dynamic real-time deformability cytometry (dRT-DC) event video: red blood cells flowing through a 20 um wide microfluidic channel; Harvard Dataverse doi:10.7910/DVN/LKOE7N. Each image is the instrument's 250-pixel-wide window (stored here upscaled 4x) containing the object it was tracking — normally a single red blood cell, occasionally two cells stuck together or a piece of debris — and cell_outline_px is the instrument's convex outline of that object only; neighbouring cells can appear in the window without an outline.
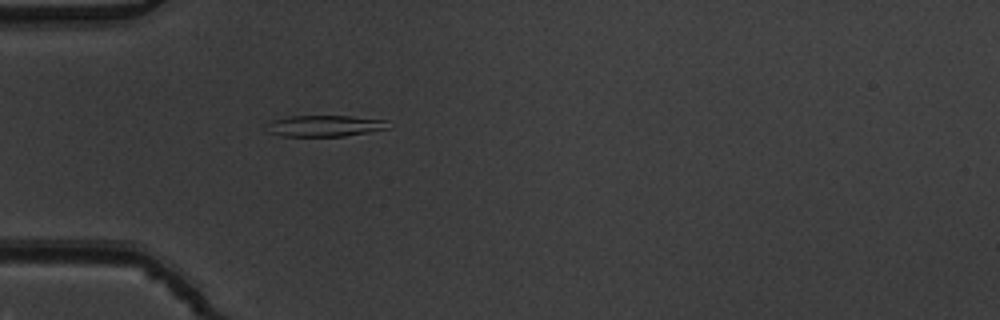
{"species": "common noctule bat (a hibernating species)", "species_latin": "Nyctalus noctula", "temperature_condition": "warm", "stored_images_in_passage": 37, "camera_frame_rate_fps": 3000, "um_per_image_px": 0.085, "animal": {"sex": "male", "body_mass_g": 19.5, "forearm_length_mm": 54.6}, "frame": {"image": 1, "passage_image": 1, "time_ms": 0.0, "image_size_px": [1000, 320], "cell_outline_px": [[392, 128], [344, 136], [284, 136], [268, 132], [264, 128], [272, 120], [288, 116], [352, 116], [388, 120]], "centroid_in_image_um": [27.64, 10.69], "position_along_channel_um": 57.4, "area_um2": 15.26}}
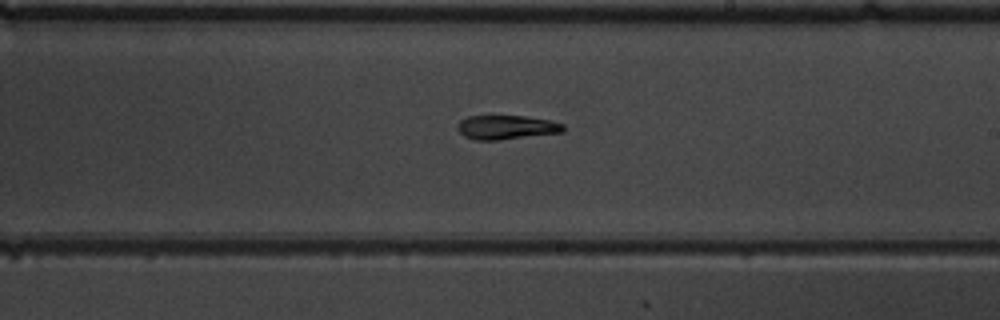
{"frame": {"image": 2, "passage_image": 16, "time_ms": 5.0, "image_size_px": [1000, 320], "cell_outline_px": [[564, 132], [500, 140], [476, 140], [464, 136], [456, 128], [456, 124], [460, 120], [468, 116], [524, 116], [548, 120], [564, 124]], "centroid_in_image_um": [43.02, 10.82], "position_along_channel_um": 246.0, "area_um2": 14.91}}
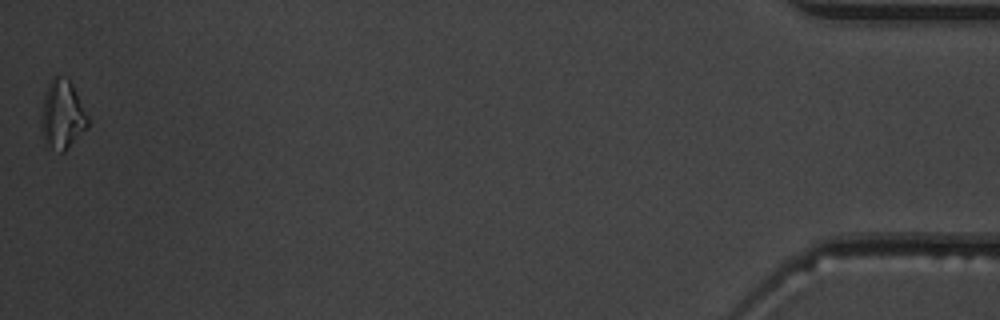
{"frame": {"image": 3, "passage_image": 37, "time_ms": 12.0, "image_size_px": [1000, 320], "cell_outline_px": [[88, 128], [64, 152], [60, 152], [44, 148], [40, 128], [40, 116], [44, 96], [48, 84], [52, 76], [60, 76], [68, 80], [72, 84], [88, 116]], "centroid_in_image_um": [5.25, 9.82], "position_along_channel_um": 430.0, "area_um2": 19.19}, "authors_computed_cell_mechanics": {"area_um2": 15.4904, "velocity_mm_per_s": 3.8971, "shape_relaxation_time_tau1_ms": 8.5598, "shape_relaxation_time_tau2_ms": 5.1446, "deformation_change_tau1": 0.2463, "deformation_change_tau2": 0.1299}}